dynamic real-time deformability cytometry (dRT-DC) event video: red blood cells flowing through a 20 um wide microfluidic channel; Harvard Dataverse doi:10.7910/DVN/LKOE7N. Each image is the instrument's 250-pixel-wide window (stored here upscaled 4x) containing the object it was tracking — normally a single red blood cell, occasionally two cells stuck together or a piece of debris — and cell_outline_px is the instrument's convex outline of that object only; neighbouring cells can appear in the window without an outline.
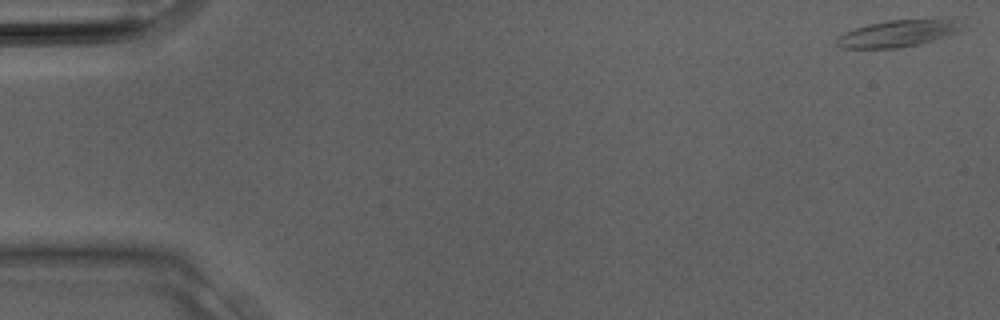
{"species": "Egyptian fruit bat (a non-hibernating species)", "species_latin": "Rousettus aegyptiacus", "temperature_condition": "room temperature", "stored_images_in_passage": 12, "camera_frame_rate_fps": 3000, "um_per_image_px": 0.085, "animal": {"sex": "male"}, "frame": {"image": 1, "passage_image": 1, "time_ms": 0.0, "image_size_px": [1000, 320], "cell_outline_px": [[968, 28], [960, 32], [948, 36], [916, 44], [896, 48], [844, 48], [836, 44], [836, 36], [844, 32], [868, 24], [888, 20], [952, 16], [964, 24]], "centroid_in_image_um": [76.49, 2.78], "position_along_channel_um": 8.5, "area_um2": 20.46}}
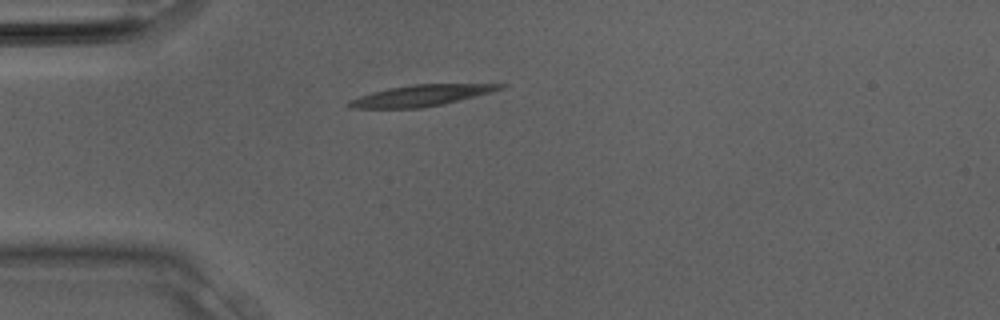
{"frame": {"image": 2, "passage_image": 9, "time_ms": 2.667, "image_size_px": [1000, 320], "cell_outline_px": [[508, 84], [504, 88], [492, 92], [444, 104], [420, 108], [352, 108], [344, 104], [348, 100], [372, 92], [388, 88], [412, 84]], "centroid_in_image_um": [35.78, 8.12], "position_along_channel_um": 49.2, "area_um2": 18.67}}